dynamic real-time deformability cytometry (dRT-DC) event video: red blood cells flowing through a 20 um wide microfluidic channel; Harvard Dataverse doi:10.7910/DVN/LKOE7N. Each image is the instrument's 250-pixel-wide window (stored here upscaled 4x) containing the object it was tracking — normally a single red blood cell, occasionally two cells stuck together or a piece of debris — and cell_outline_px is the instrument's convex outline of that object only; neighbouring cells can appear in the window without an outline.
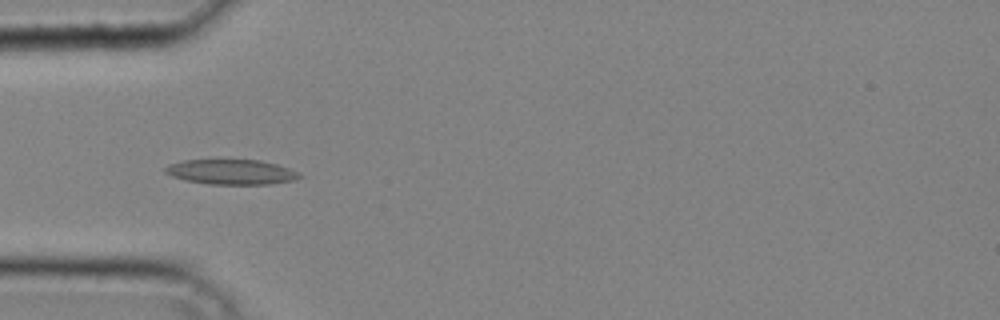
{"species": "common noctule bat (a hibernating species)", "species_latin": "Nyctalus noctula", "temperature_condition": "cold", "stored_images_in_passage": 37, "camera_frame_rate_fps": 3000, "um_per_image_px": 0.085, "animal": {"sex": "male", "body_mass_g": 20.4}, "frame": {"image": 1, "passage_image": 9, "time_ms": 2.667, "image_size_px": [1000, 320], "cell_outline_px": [[304, 176], [296, 180], [268, 184], [208, 184], [188, 180], [172, 176], [164, 172], [164, 168], [168, 164], [184, 160], [260, 160], [276, 164], [288, 168]], "centroid_in_image_um": [19.66, 14.61], "position_along_channel_um": 65.3, "area_um2": 19.42}}
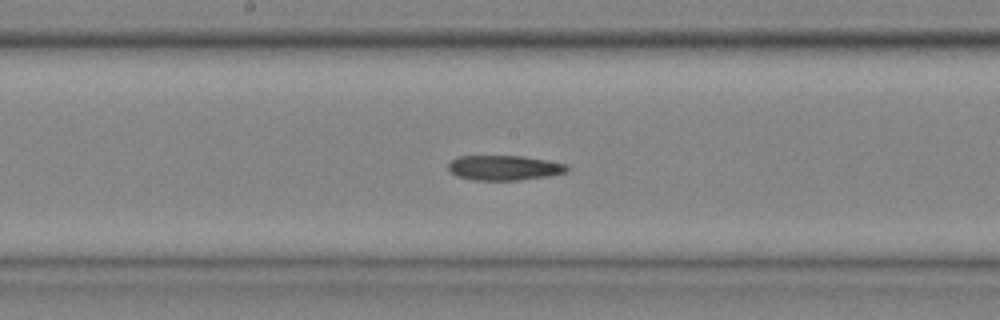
{"frame": {"image": 2, "passage_image": 18, "time_ms": 5.667, "image_size_px": [1000, 320], "cell_outline_px": [[568, 172], [548, 176], [516, 180], [476, 180], [456, 176], [448, 168], [448, 164], [456, 156], [524, 156], [568, 164]], "centroid_in_image_um": [42.87, 14.25], "position_along_channel_um": 205.3, "area_um2": 17.22}}
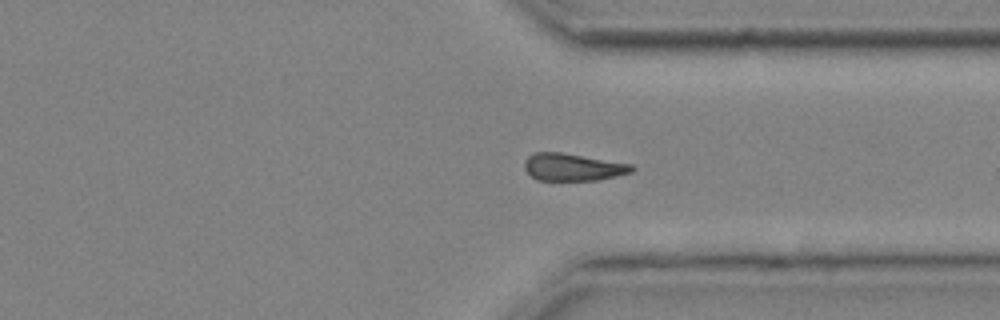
{"frame": {"image": 3, "passage_image": 28, "time_ms": 9.0, "image_size_px": [1000, 320], "cell_outline_px": [[636, 168], [632, 172], [600, 180], [536, 180], [524, 168], [524, 160], [532, 152], [560, 152], [632, 164]], "centroid_in_image_um": [48.69, 14.2], "position_along_channel_um": 362.7, "area_um2": 17.17}}